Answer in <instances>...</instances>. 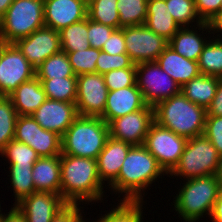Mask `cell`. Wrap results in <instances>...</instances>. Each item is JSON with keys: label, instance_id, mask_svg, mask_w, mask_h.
<instances>
[{"label": "cell", "instance_id": "cell-1", "mask_svg": "<svg viewBox=\"0 0 222 222\" xmlns=\"http://www.w3.org/2000/svg\"><path fill=\"white\" fill-rule=\"evenodd\" d=\"M60 162V194L68 204L102 202L107 184L98 176L96 159L61 154Z\"/></svg>", "mask_w": 222, "mask_h": 222}, {"label": "cell", "instance_id": "cell-2", "mask_svg": "<svg viewBox=\"0 0 222 222\" xmlns=\"http://www.w3.org/2000/svg\"><path fill=\"white\" fill-rule=\"evenodd\" d=\"M164 175L167 174L144 145L132 146L123 161L118 178L108 188L116 192L115 195L122 194L120 201L143 202L147 187Z\"/></svg>", "mask_w": 222, "mask_h": 222}, {"label": "cell", "instance_id": "cell-3", "mask_svg": "<svg viewBox=\"0 0 222 222\" xmlns=\"http://www.w3.org/2000/svg\"><path fill=\"white\" fill-rule=\"evenodd\" d=\"M154 119L160 126L189 139L204 134L206 109L180 92L154 107Z\"/></svg>", "mask_w": 222, "mask_h": 222}, {"label": "cell", "instance_id": "cell-4", "mask_svg": "<svg viewBox=\"0 0 222 222\" xmlns=\"http://www.w3.org/2000/svg\"><path fill=\"white\" fill-rule=\"evenodd\" d=\"M175 192L173 203L179 218L185 222H198L205 215L211 217L215 201L222 187L215 175L186 179ZM204 215V216H203ZM181 216V217H180Z\"/></svg>", "mask_w": 222, "mask_h": 222}, {"label": "cell", "instance_id": "cell-5", "mask_svg": "<svg viewBox=\"0 0 222 222\" xmlns=\"http://www.w3.org/2000/svg\"><path fill=\"white\" fill-rule=\"evenodd\" d=\"M109 137L101 117L78 116L61 137V154L97 159Z\"/></svg>", "mask_w": 222, "mask_h": 222}, {"label": "cell", "instance_id": "cell-6", "mask_svg": "<svg viewBox=\"0 0 222 222\" xmlns=\"http://www.w3.org/2000/svg\"><path fill=\"white\" fill-rule=\"evenodd\" d=\"M44 0H13L0 19V42L15 43L45 25Z\"/></svg>", "mask_w": 222, "mask_h": 222}, {"label": "cell", "instance_id": "cell-7", "mask_svg": "<svg viewBox=\"0 0 222 222\" xmlns=\"http://www.w3.org/2000/svg\"><path fill=\"white\" fill-rule=\"evenodd\" d=\"M218 161L216 148L204 134L189 138L179 162L167 176L186 180L215 175Z\"/></svg>", "mask_w": 222, "mask_h": 222}, {"label": "cell", "instance_id": "cell-8", "mask_svg": "<svg viewBox=\"0 0 222 222\" xmlns=\"http://www.w3.org/2000/svg\"><path fill=\"white\" fill-rule=\"evenodd\" d=\"M136 84L145 103L153 107L181 92V86L156 61L136 64Z\"/></svg>", "mask_w": 222, "mask_h": 222}, {"label": "cell", "instance_id": "cell-9", "mask_svg": "<svg viewBox=\"0 0 222 222\" xmlns=\"http://www.w3.org/2000/svg\"><path fill=\"white\" fill-rule=\"evenodd\" d=\"M187 140L186 137L177 135L154 121L143 145L168 175L179 162Z\"/></svg>", "mask_w": 222, "mask_h": 222}, {"label": "cell", "instance_id": "cell-10", "mask_svg": "<svg viewBox=\"0 0 222 222\" xmlns=\"http://www.w3.org/2000/svg\"><path fill=\"white\" fill-rule=\"evenodd\" d=\"M35 76V68L14 43L0 42V96H9Z\"/></svg>", "mask_w": 222, "mask_h": 222}, {"label": "cell", "instance_id": "cell-11", "mask_svg": "<svg viewBox=\"0 0 222 222\" xmlns=\"http://www.w3.org/2000/svg\"><path fill=\"white\" fill-rule=\"evenodd\" d=\"M123 35L127 54L134 64L156 61L169 44L144 24L123 27Z\"/></svg>", "mask_w": 222, "mask_h": 222}, {"label": "cell", "instance_id": "cell-12", "mask_svg": "<svg viewBox=\"0 0 222 222\" xmlns=\"http://www.w3.org/2000/svg\"><path fill=\"white\" fill-rule=\"evenodd\" d=\"M14 139L32 147L39 157L61 155V136L43 129L32 115L18 116Z\"/></svg>", "mask_w": 222, "mask_h": 222}, {"label": "cell", "instance_id": "cell-13", "mask_svg": "<svg viewBox=\"0 0 222 222\" xmlns=\"http://www.w3.org/2000/svg\"><path fill=\"white\" fill-rule=\"evenodd\" d=\"M154 121V107L146 105L136 112L112 119L108 123L109 136L132 146H141Z\"/></svg>", "mask_w": 222, "mask_h": 222}, {"label": "cell", "instance_id": "cell-14", "mask_svg": "<svg viewBox=\"0 0 222 222\" xmlns=\"http://www.w3.org/2000/svg\"><path fill=\"white\" fill-rule=\"evenodd\" d=\"M108 95L102 74L89 73L77 76L76 107L78 115L101 117Z\"/></svg>", "mask_w": 222, "mask_h": 222}, {"label": "cell", "instance_id": "cell-15", "mask_svg": "<svg viewBox=\"0 0 222 222\" xmlns=\"http://www.w3.org/2000/svg\"><path fill=\"white\" fill-rule=\"evenodd\" d=\"M14 44L35 69L48 57L62 51L59 32L45 25Z\"/></svg>", "mask_w": 222, "mask_h": 222}, {"label": "cell", "instance_id": "cell-16", "mask_svg": "<svg viewBox=\"0 0 222 222\" xmlns=\"http://www.w3.org/2000/svg\"><path fill=\"white\" fill-rule=\"evenodd\" d=\"M78 116L75 103L51 99H46L32 114L43 129L53 131L61 137Z\"/></svg>", "mask_w": 222, "mask_h": 222}, {"label": "cell", "instance_id": "cell-17", "mask_svg": "<svg viewBox=\"0 0 222 222\" xmlns=\"http://www.w3.org/2000/svg\"><path fill=\"white\" fill-rule=\"evenodd\" d=\"M67 204L61 194L36 191L15 206L24 214L27 222H51Z\"/></svg>", "mask_w": 222, "mask_h": 222}, {"label": "cell", "instance_id": "cell-18", "mask_svg": "<svg viewBox=\"0 0 222 222\" xmlns=\"http://www.w3.org/2000/svg\"><path fill=\"white\" fill-rule=\"evenodd\" d=\"M45 26L60 31L87 17V4L83 0H44Z\"/></svg>", "mask_w": 222, "mask_h": 222}, {"label": "cell", "instance_id": "cell-19", "mask_svg": "<svg viewBox=\"0 0 222 222\" xmlns=\"http://www.w3.org/2000/svg\"><path fill=\"white\" fill-rule=\"evenodd\" d=\"M146 105L137 84L108 91L106 106L101 118L108 124L112 119L136 112Z\"/></svg>", "mask_w": 222, "mask_h": 222}, {"label": "cell", "instance_id": "cell-20", "mask_svg": "<svg viewBox=\"0 0 222 222\" xmlns=\"http://www.w3.org/2000/svg\"><path fill=\"white\" fill-rule=\"evenodd\" d=\"M131 144L108 137L104 149L97 157L98 176L109 187L117 178ZM106 181V182H105Z\"/></svg>", "mask_w": 222, "mask_h": 222}, {"label": "cell", "instance_id": "cell-21", "mask_svg": "<svg viewBox=\"0 0 222 222\" xmlns=\"http://www.w3.org/2000/svg\"><path fill=\"white\" fill-rule=\"evenodd\" d=\"M198 27V28H197ZM182 27L180 28L169 41L170 46L175 52L184 56L185 58L197 62L201 52L208 42V39L212 36V28L210 23L203 22L198 26ZM201 31V33H198ZM206 31V33H204ZM211 31V32H210ZM209 38L205 37L207 34ZM211 34V35H210ZM210 35V36H209ZM207 39V40H206Z\"/></svg>", "mask_w": 222, "mask_h": 222}, {"label": "cell", "instance_id": "cell-22", "mask_svg": "<svg viewBox=\"0 0 222 222\" xmlns=\"http://www.w3.org/2000/svg\"><path fill=\"white\" fill-rule=\"evenodd\" d=\"M32 178L35 186V191L60 194V155L39 157V159L32 166Z\"/></svg>", "mask_w": 222, "mask_h": 222}, {"label": "cell", "instance_id": "cell-23", "mask_svg": "<svg viewBox=\"0 0 222 222\" xmlns=\"http://www.w3.org/2000/svg\"><path fill=\"white\" fill-rule=\"evenodd\" d=\"M156 62L181 87L200 75L198 62L189 60L175 52L170 46L158 56Z\"/></svg>", "mask_w": 222, "mask_h": 222}, {"label": "cell", "instance_id": "cell-24", "mask_svg": "<svg viewBox=\"0 0 222 222\" xmlns=\"http://www.w3.org/2000/svg\"><path fill=\"white\" fill-rule=\"evenodd\" d=\"M9 97L18 115H32L47 99L42 83L36 76L21 83Z\"/></svg>", "mask_w": 222, "mask_h": 222}, {"label": "cell", "instance_id": "cell-25", "mask_svg": "<svg viewBox=\"0 0 222 222\" xmlns=\"http://www.w3.org/2000/svg\"><path fill=\"white\" fill-rule=\"evenodd\" d=\"M144 25L167 41H170L180 29L168 11L165 0H148L147 18Z\"/></svg>", "mask_w": 222, "mask_h": 222}, {"label": "cell", "instance_id": "cell-26", "mask_svg": "<svg viewBox=\"0 0 222 222\" xmlns=\"http://www.w3.org/2000/svg\"><path fill=\"white\" fill-rule=\"evenodd\" d=\"M218 83V77L200 74L185 83L181 92L191 102L207 109L215 97Z\"/></svg>", "mask_w": 222, "mask_h": 222}, {"label": "cell", "instance_id": "cell-27", "mask_svg": "<svg viewBox=\"0 0 222 222\" xmlns=\"http://www.w3.org/2000/svg\"><path fill=\"white\" fill-rule=\"evenodd\" d=\"M88 17L59 31L62 52L70 53L90 48L88 40Z\"/></svg>", "mask_w": 222, "mask_h": 222}, {"label": "cell", "instance_id": "cell-28", "mask_svg": "<svg viewBox=\"0 0 222 222\" xmlns=\"http://www.w3.org/2000/svg\"><path fill=\"white\" fill-rule=\"evenodd\" d=\"M205 44L198 59L200 74L222 78V40L213 38Z\"/></svg>", "mask_w": 222, "mask_h": 222}, {"label": "cell", "instance_id": "cell-29", "mask_svg": "<svg viewBox=\"0 0 222 222\" xmlns=\"http://www.w3.org/2000/svg\"><path fill=\"white\" fill-rule=\"evenodd\" d=\"M42 83L47 99L76 102L77 77H61L52 79H39Z\"/></svg>", "mask_w": 222, "mask_h": 222}, {"label": "cell", "instance_id": "cell-30", "mask_svg": "<svg viewBox=\"0 0 222 222\" xmlns=\"http://www.w3.org/2000/svg\"><path fill=\"white\" fill-rule=\"evenodd\" d=\"M35 71L38 79L77 77L72 70L68 55L62 51L48 57Z\"/></svg>", "mask_w": 222, "mask_h": 222}, {"label": "cell", "instance_id": "cell-31", "mask_svg": "<svg viewBox=\"0 0 222 222\" xmlns=\"http://www.w3.org/2000/svg\"><path fill=\"white\" fill-rule=\"evenodd\" d=\"M8 169V177H10V185L15 197L13 205H16L24 197L36 192L32 178V166L9 165Z\"/></svg>", "mask_w": 222, "mask_h": 222}, {"label": "cell", "instance_id": "cell-32", "mask_svg": "<svg viewBox=\"0 0 222 222\" xmlns=\"http://www.w3.org/2000/svg\"><path fill=\"white\" fill-rule=\"evenodd\" d=\"M148 0H117L119 29L145 24Z\"/></svg>", "mask_w": 222, "mask_h": 222}, {"label": "cell", "instance_id": "cell-33", "mask_svg": "<svg viewBox=\"0 0 222 222\" xmlns=\"http://www.w3.org/2000/svg\"><path fill=\"white\" fill-rule=\"evenodd\" d=\"M88 19L119 29L117 0H93L87 5Z\"/></svg>", "mask_w": 222, "mask_h": 222}, {"label": "cell", "instance_id": "cell-34", "mask_svg": "<svg viewBox=\"0 0 222 222\" xmlns=\"http://www.w3.org/2000/svg\"><path fill=\"white\" fill-rule=\"evenodd\" d=\"M116 207L106 212L105 215L99 217L97 221L93 222H143V205L144 202H128L119 201Z\"/></svg>", "mask_w": 222, "mask_h": 222}, {"label": "cell", "instance_id": "cell-35", "mask_svg": "<svg viewBox=\"0 0 222 222\" xmlns=\"http://www.w3.org/2000/svg\"><path fill=\"white\" fill-rule=\"evenodd\" d=\"M18 114L9 96H0V152L14 139Z\"/></svg>", "mask_w": 222, "mask_h": 222}, {"label": "cell", "instance_id": "cell-36", "mask_svg": "<svg viewBox=\"0 0 222 222\" xmlns=\"http://www.w3.org/2000/svg\"><path fill=\"white\" fill-rule=\"evenodd\" d=\"M165 1L168 11L170 12L173 19L176 21L180 28L189 26L194 27L203 23L196 11L195 0ZM192 23H194L195 25H193Z\"/></svg>", "mask_w": 222, "mask_h": 222}, {"label": "cell", "instance_id": "cell-37", "mask_svg": "<svg viewBox=\"0 0 222 222\" xmlns=\"http://www.w3.org/2000/svg\"><path fill=\"white\" fill-rule=\"evenodd\" d=\"M0 155L5 157V161L8 160L10 165L33 166L39 159L32 147L15 139L6 144Z\"/></svg>", "mask_w": 222, "mask_h": 222}, {"label": "cell", "instance_id": "cell-38", "mask_svg": "<svg viewBox=\"0 0 222 222\" xmlns=\"http://www.w3.org/2000/svg\"><path fill=\"white\" fill-rule=\"evenodd\" d=\"M100 51L99 49L90 47L89 49L66 53L74 74L80 76L83 74L96 73V62Z\"/></svg>", "mask_w": 222, "mask_h": 222}, {"label": "cell", "instance_id": "cell-39", "mask_svg": "<svg viewBox=\"0 0 222 222\" xmlns=\"http://www.w3.org/2000/svg\"><path fill=\"white\" fill-rule=\"evenodd\" d=\"M122 68H136L128 54H108L100 51L99 57L96 62V73L105 74L111 70Z\"/></svg>", "mask_w": 222, "mask_h": 222}, {"label": "cell", "instance_id": "cell-40", "mask_svg": "<svg viewBox=\"0 0 222 222\" xmlns=\"http://www.w3.org/2000/svg\"><path fill=\"white\" fill-rule=\"evenodd\" d=\"M108 91H113L136 84V68L111 70L103 74Z\"/></svg>", "mask_w": 222, "mask_h": 222}, {"label": "cell", "instance_id": "cell-41", "mask_svg": "<svg viewBox=\"0 0 222 222\" xmlns=\"http://www.w3.org/2000/svg\"><path fill=\"white\" fill-rule=\"evenodd\" d=\"M116 29L88 19V40L91 48L101 50L104 43Z\"/></svg>", "mask_w": 222, "mask_h": 222}, {"label": "cell", "instance_id": "cell-42", "mask_svg": "<svg viewBox=\"0 0 222 222\" xmlns=\"http://www.w3.org/2000/svg\"><path fill=\"white\" fill-rule=\"evenodd\" d=\"M204 135L211 141L219 155L222 154V117L206 116Z\"/></svg>", "mask_w": 222, "mask_h": 222}, {"label": "cell", "instance_id": "cell-43", "mask_svg": "<svg viewBox=\"0 0 222 222\" xmlns=\"http://www.w3.org/2000/svg\"><path fill=\"white\" fill-rule=\"evenodd\" d=\"M221 0H195V7L199 18L210 23L220 14Z\"/></svg>", "mask_w": 222, "mask_h": 222}, {"label": "cell", "instance_id": "cell-44", "mask_svg": "<svg viewBox=\"0 0 222 222\" xmlns=\"http://www.w3.org/2000/svg\"><path fill=\"white\" fill-rule=\"evenodd\" d=\"M101 51L116 55V54H127L125 40L123 35V27L116 29L109 39L104 43Z\"/></svg>", "mask_w": 222, "mask_h": 222}, {"label": "cell", "instance_id": "cell-45", "mask_svg": "<svg viewBox=\"0 0 222 222\" xmlns=\"http://www.w3.org/2000/svg\"><path fill=\"white\" fill-rule=\"evenodd\" d=\"M81 204H67L51 222H86L83 219ZM81 211V212H80Z\"/></svg>", "mask_w": 222, "mask_h": 222}, {"label": "cell", "instance_id": "cell-46", "mask_svg": "<svg viewBox=\"0 0 222 222\" xmlns=\"http://www.w3.org/2000/svg\"><path fill=\"white\" fill-rule=\"evenodd\" d=\"M206 116L222 117V78H219L215 97L206 109Z\"/></svg>", "mask_w": 222, "mask_h": 222}, {"label": "cell", "instance_id": "cell-47", "mask_svg": "<svg viewBox=\"0 0 222 222\" xmlns=\"http://www.w3.org/2000/svg\"><path fill=\"white\" fill-rule=\"evenodd\" d=\"M1 211L0 205V222H27L24 214L15 205L11 207L7 214Z\"/></svg>", "mask_w": 222, "mask_h": 222}, {"label": "cell", "instance_id": "cell-48", "mask_svg": "<svg viewBox=\"0 0 222 222\" xmlns=\"http://www.w3.org/2000/svg\"><path fill=\"white\" fill-rule=\"evenodd\" d=\"M212 222H222V191L219 194L211 214Z\"/></svg>", "mask_w": 222, "mask_h": 222}, {"label": "cell", "instance_id": "cell-49", "mask_svg": "<svg viewBox=\"0 0 222 222\" xmlns=\"http://www.w3.org/2000/svg\"><path fill=\"white\" fill-rule=\"evenodd\" d=\"M210 25L212 28L213 37L216 39L222 40L221 39L222 38V14H219L213 21H211ZM219 33H221V34H219ZM215 34H217V35H215Z\"/></svg>", "mask_w": 222, "mask_h": 222}, {"label": "cell", "instance_id": "cell-50", "mask_svg": "<svg viewBox=\"0 0 222 222\" xmlns=\"http://www.w3.org/2000/svg\"><path fill=\"white\" fill-rule=\"evenodd\" d=\"M13 3V0H0V19L5 15L6 10Z\"/></svg>", "mask_w": 222, "mask_h": 222}, {"label": "cell", "instance_id": "cell-51", "mask_svg": "<svg viewBox=\"0 0 222 222\" xmlns=\"http://www.w3.org/2000/svg\"><path fill=\"white\" fill-rule=\"evenodd\" d=\"M215 176L222 187V154L219 155L218 167Z\"/></svg>", "mask_w": 222, "mask_h": 222}, {"label": "cell", "instance_id": "cell-52", "mask_svg": "<svg viewBox=\"0 0 222 222\" xmlns=\"http://www.w3.org/2000/svg\"><path fill=\"white\" fill-rule=\"evenodd\" d=\"M87 5L91 3L93 0H83Z\"/></svg>", "mask_w": 222, "mask_h": 222}, {"label": "cell", "instance_id": "cell-53", "mask_svg": "<svg viewBox=\"0 0 222 222\" xmlns=\"http://www.w3.org/2000/svg\"><path fill=\"white\" fill-rule=\"evenodd\" d=\"M220 14H222V0H221V5H220Z\"/></svg>", "mask_w": 222, "mask_h": 222}]
</instances>
